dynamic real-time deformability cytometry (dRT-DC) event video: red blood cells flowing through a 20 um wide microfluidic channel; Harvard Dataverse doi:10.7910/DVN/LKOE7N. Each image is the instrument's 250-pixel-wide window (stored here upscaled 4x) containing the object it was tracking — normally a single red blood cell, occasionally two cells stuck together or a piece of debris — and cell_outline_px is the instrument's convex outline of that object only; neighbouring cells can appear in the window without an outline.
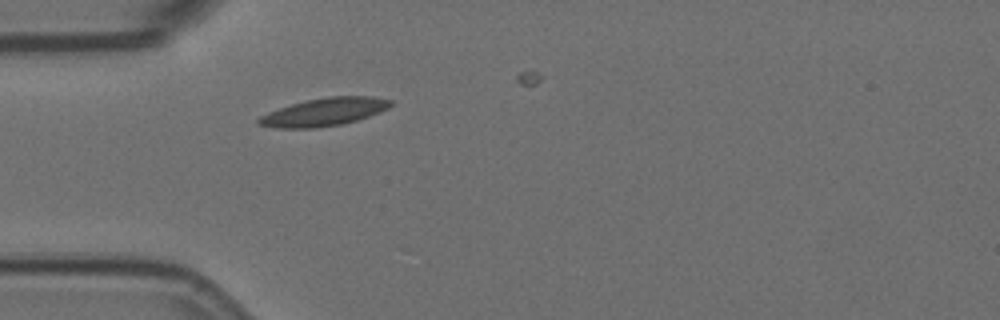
{"species": "Egyptian fruit bat (a non-hibernating species)", "species_latin": "Rousettus aegyptiacus", "temperature_condition": "room temperature", "stored_images_in_passage": 2, "camera_frame_rate_fps": 3000, "um_per_image_px": 0.085, "animal": {"sex": "female"}, "frame": {"image": 1, "passage_image": 1, "time_ms": 0.0, "image_size_px": [1000, 320], "cell_outline_px": [[392, 104], [388, 108], [380, 112], [356, 120], [340, 124], [316, 128], [276, 128], [260, 124], [256, 120], [260, 116], [268, 112], [292, 104], [308, 100], [328, 96], [372, 96], [392, 100]], "centroid_in_image_um": [27.57, 9.51], "position_along_channel_um": 57.4, "area_um2": 21.21}}